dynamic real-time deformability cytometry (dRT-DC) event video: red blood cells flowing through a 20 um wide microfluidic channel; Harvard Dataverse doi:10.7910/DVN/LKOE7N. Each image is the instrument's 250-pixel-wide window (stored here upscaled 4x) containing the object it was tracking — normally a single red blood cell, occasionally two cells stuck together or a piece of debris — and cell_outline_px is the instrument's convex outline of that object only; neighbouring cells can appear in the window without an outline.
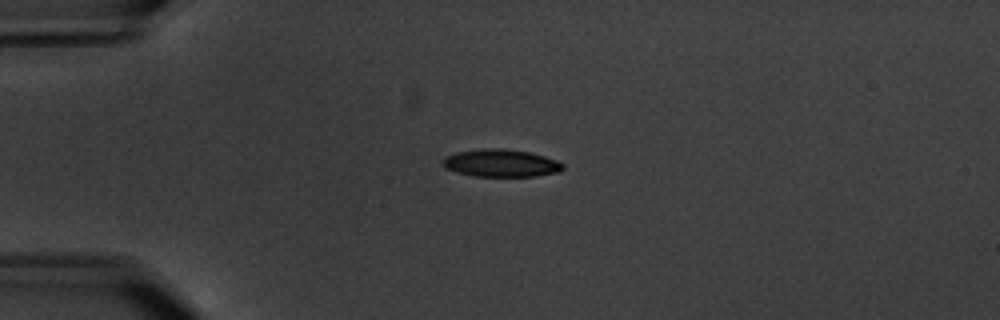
{"species": "common noctule bat (a hibernating species)", "species_latin": "Nyctalus noctula", "temperature_condition": "warm", "stored_images_in_passage": 4, "camera_frame_rate_fps": 3000, "um_per_image_px": 0.085, "animal": {"sex": "male", "body_mass_g": 20.1, "forearm_length_mm": 53.5}, "frame": {"image": 1, "passage_image": 1, "time_ms": 0.0, "image_size_px": [1000, 320], "cell_outline_px": [[564, 168], [560, 172], [536, 176], [472, 176], [456, 172], [444, 168], [440, 160], [444, 156], [456, 152], [484, 148], [504, 148], [528, 152], [544, 156], [556, 160], [564, 164]], "centroid_in_image_um": [42.54, 13.86], "position_along_channel_um": 42.5, "area_um2": 19.54}}